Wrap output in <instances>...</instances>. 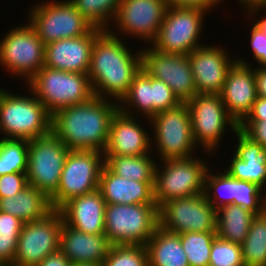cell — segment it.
<instances>
[{
  "mask_svg": "<svg viewBox=\"0 0 266 266\" xmlns=\"http://www.w3.org/2000/svg\"><path fill=\"white\" fill-rule=\"evenodd\" d=\"M119 110L112 99L94 96L87 102L63 108L52 115L51 131L70 150L104 152L110 123Z\"/></svg>",
  "mask_w": 266,
  "mask_h": 266,
  "instance_id": "obj_1",
  "label": "cell"
},
{
  "mask_svg": "<svg viewBox=\"0 0 266 266\" xmlns=\"http://www.w3.org/2000/svg\"><path fill=\"white\" fill-rule=\"evenodd\" d=\"M132 52L113 31L104 30L95 39L87 73L94 96L122 100L141 69V50Z\"/></svg>",
  "mask_w": 266,
  "mask_h": 266,
  "instance_id": "obj_2",
  "label": "cell"
},
{
  "mask_svg": "<svg viewBox=\"0 0 266 266\" xmlns=\"http://www.w3.org/2000/svg\"><path fill=\"white\" fill-rule=\"evenodd\" d=\"M35 95L52 116L57 111L94 97L88 74L42 67L28 82ZM30 88V89H29Z\"/></svg>",
  "mask_w": 266,
  "mask_h": 266,
  "instance_id": "obj_3",
  "label": "cell"
},
{
  "mask_svg": "<svg viewBox=\"0 0 266 266\" xmlns=\"http://www.w3.org/2000/svg\"><path fill=\"white\" fill-rule=\"evenodd\" d=\"M52 116L34 96H20L0 89V132L5 139L34 138L51 131Z\"/></svg>",
  "mask_w": 266,
  "mask_h": 266,
  "instance_id": "obj_4",
  "label": "cell"
},
{
  "mask_svg": "<svg viewBox=\"0 0 266 266\" xmlns=\"http://www.w3.org/2000/svg\"><path fill=\"white\" fill-rule=\"evenodd\" d=\"M104 217L111 245H146L159 226L156 204H106Z\"/></svg>",
  "mask_w": 266,
  "mask_h": 266,
  "instance_id": "obj_5",
  "label": "cell"
},
{
  "mask_svg": "<svg viewBox=\"0 0 266 266\" xmlns=\"http://www.w3.org/2000/svg\"><path fill=\"white\" fill-rule=\"evenodd\" d=\"M193 157L164 159L162 169L156 165L154 199L158 208L175 198L204 194L205 176L211 168L201 158Z\"/></svg>",
  "mask_w": 266,
  "mask_h": 266,
  "instance_id": "obj_6",
  "label": "cell"
},
{
  "mask_svg": "<svg viewBox=\"0 0 266 266\" xmlns=\"http://www.w3.org/2000/svg\"><path fill=\"white\" fill-rule=\"evenodd\" d=\"M104 165L103 152L70 150L61 173L59 186L49 198L52 209L59 210L72 198L98 189Z\"/></svg>",
  "mask_w": 266,
  "mask_h": 266,
  "instance_id": "obj_7",
  "label": "cell"
},
{
  "mask_svg": "<svg viewBox=\"0 0 266 266\" xmlns=\"http://www.w3.org/2000/svg\"><path fill=\"white\" fill-rule=\"evenodd\" d=\"M70 149L52 132L29 140L28 185L50 198L57 190Z\"/></svg>",
  "mask_w": 266,
  "mask_h": 266,
  "instance_id": "obj_8",
  "label": "cell"
},
{
  "mask_svg": "<svg viewBox=\"0 0 266 266\" xmlns=\"http://www.w3.org/2000/svg\"><path fill=\"white\" fill-rule=\"evenodd\" d=\"M28 16V22L45 45L84 36L94 28L69 0L37 3Z\"/></svg>",
  "mask_w": 266,
  "mask_h": 266,
  "instance_id": "obj_9",
  "label": "cell"
},
{
  "mask_svg": "<svg viewBox=\"0 0 266 266\" xmlns=\"http://www.w3.org/2000/svg\"><path fill=\"white\" fill-rule=\"evenodd\" d=\"M161 159L190 158L197 148L192 134L191 115L186 102L157 113L150 120ZM152 122V123H151Z\"/></svg>",
  "mask_w": 266,
  "mask_h": 266,
  "instance_id": "obj_10",
  "label": "cell"
},
{
  "mask_svg": "<svg viewBox=\"0 0 266 266\" xmlns=\"http://www.w3.org/2000/svg\"><path fill=\"white\" fill-rule=\"evenodd\" d=\"M206 10L202 8L168 7L153 48L164 53L189 55L199 44Z\"/></svg>",
  "mask_w": 266,
  "mask_h": 266,
  "instance_id": "obj_11",
  "label": "cell"
},
{
  "mask_svg": "<svg viewBox=\"0 0 266 266\" xmlns=\"http://www.w3.org/2000/svg\"><path fill=\"white\" fill-rule=\"evenodd\" d=\"M0 43V65L15 76L28 82L44 67L45 44L29 22L7 32Z\"/></svg>",
  "mask_w": 266,
  "mask_h": 266,
  "instance_id": "obj_12",
  "label": "cell"
},
{
  "mask_svg": "<svg viewBox=\"0 0 266 266\" xmlns=\"http://www.w3.org/2000/svg\"><path fill=\"white\" fill-rule=\"evenodd\" d=\"M196 145L212 153L219 146L226 126L236 131L238 123L228 114L220 94H196L186 102Z\"/></svg>",
  "mask_w": 266,
  "mask_h": 266,
  "instance_id": "obj_13",
  "label": "cell"
},
{
  "mask_svg": "<svg viewBox=\"0 0 266 266\" xmlns=\"http://www.w3.org/2000/svg\"><path fill=\"white\" fill-rule=\"evenodd\" d=\"M159 226L169 232H216V209L204 194L175 198L158 208Z\"/></svg>",
  "mask_w": 266,
  "mask_h": 266,
  "instance_id": "obj_14",
  "label": "cell"
},
{
  "mask_svg": "<svg viewBox=\"0 0 266 266\" xmlns=\"http://www.w3.org/2000/svg\"><path fill=\"white\" fill-rule=\"evenodd\" d=\"M63 217L53 209L43 219L23 224L11 266H37L48 255L59 251Z\"/></svg>",
  "mask_w": 266,
  "mask_h": 266,
  "instance_id": "obj_15",
  "label": "cell"
},
{
  "mask_svg": "<svg viewBox=\"0 0 266 266\" xmlns=\"http://www.w3.org/2000/svg\"><path fill=\"white\" fill-rule=\"evenodd\" d=\"M141 50V68L165 82L180 102H187L197 94L188 55L164 53L153 47Z\"/></svg>",
  "mask_w": 266,
  "mask_h": 266,
  "instance_id": "obj_16",
  "label": "cell"
},
{
  "mask_svg": "<svg viewBox=\"0 0 266 266\" xmlns=\"http://www.w3.org/2000/svg\"><path fill=\"white\" fill-rule=\"evenodd\" d=\"M168 6L165 0H121L114 17L117 31L129 37L153 42L164 20ZM116 21V22H115Z\"/></svg>",
  "mask_w": 266,
  "mask_h": 266,
  "instance_id": "obj_17",
  "label": "cell"
},
{
  "mask_svg": "<svg viewBox=\"0 0 266 266\" xmlns=\"http://www.w3.org/2000/svg\"><path fill=\"white\" fill-rule=\"evenodd\" d=\"M220 47L202 45L188 55L197 94L222 92L227 73L236 59L231 60L227 50Z\"/></svg>",
  "mask_w": 266,
  "mask_h": 266,
  "instance_id": "obj_18",
  "label": "cell"
},
{
  "mask_svg": "<svg viewBox=\"0 0 266 266\" xmlns=\"http://www.w3.org/2000/svg\"><path fill=\"white\" fill-rule=\"evenodd\" d=\"M245 59L238 58L229 69L220 93L228 114L238 125L251 112L257 99L254 69Z\"/></svg>",
  "mask_w": 266,
  "mask_h": 266,
  "instance_id": "obj_19",
  "label": "cell"
},
{
  "mask_svg": "<svg viewBox=\"0 0 266 266\" xmlns=\"http://www.w3.org/2000/svg\"><path fill=\"white\" fill-rule=\"evenodd\" d=\"M103 31L94 27L84 36L60 39L45 45L44 66L66 72L87 74L94 41Z\"/></svg>",
  "mask_w": 266,
  "mask_h": 266,
  "instance_id": "obj_20",
  "label": "cell"
},
{
  "mask_svg": "<svg viewBox=\"0 0 266 266\" xmlns=\"http://www.w3.org/2000/svg\"><path fill=\"white\" fill-rule=\"evenodd\" d=\"M138 122L140 121L135 116L126 115L118 110L112 117L108 143L103 154L121 156L151 154L150 135Z\"/></svg>",
  "mask_w": 266,
  "mask_h": 266,
  "instance_id": "obj_21",
  "label": "cell"
},
{
  "mask_svg": "<svg viewBox=\"0 0 266 266\" xmlns=\"http://www.w3.org/2000/svg\"><path fill=\"white\" fill-rule=\"evenodd\" d=\"M106 202L99 189L67 201L60 209L63 222L87 234L105 232Z\"/></svg>",
  "mask_w": 266,
  "mask_h": 266,
  "instance_id": "obj_22",
  "label": "cell"
},
{
  "mask_svg": "<svg viewBox=\"0 0 266 266\" xmlns=\"http://www.w3.org/2000/svg\"><path fill=\"white\" fill-rule=\"evenodd\" d=\"M59 250L72 264L102 265L111 247L106 235L87 234L62 223Z\"/></svg>",
  "mask_w": 266,
  "mask_h": 266,
  "instance_id": "obj_23",
  "label": "cell"
},
{
  "mask_svg": "<svg viewBox=\"0 0 266 266\" xmlns=\"http://www.w3.org/2000/svg\"><path fill=\"white\" fill-rule=\"evenodd\" d=\"M234 134L238 142L225 171L234 179L257 184L263 189L266 184V149L252 141L239 128Z\"/></svg>",
  "mask_w": 266,
  "mask_h": 266,
  "instance_id": "obj_24",
  "label": "cell"
},
{
  "mask_svg": "<svg viewBox=\"0 0 266 266\" xmlns=\"http://www.w3.org/2000/svg\"><path fill=\"white\" fill-rule=\"evenodd\" d=\"M154 183L122 178L104 165L98 189L106 204H156Z\"/></svg>",
  "mask_w": 266,
  "mask_h": 266,
  "instance_id": "obj_25",
  "label": "cell"
},
{
  "mask_svg": "<svg viewBox=\"0 0 266 266\" xmlns=\"http://www.w3.org/2000/svg\"><path fill=\"white\" fill-rule=\"evenodd\" d=\"M52 210L49 198L30 185L14 197L0 198V211L11 214L24 223L41 220Z\"/></svg>",
  "mask_w": 266,
  "mask_h": 266,
  "instance_id": "obj_26",
  "label": "cell"
},
{
  "mask_svg": "<svg viewBox=\"0 0 266 266\" xmlns=\"http://www.w3.org/2000/svg\"><path fill=\"white\" fill-rule=\"evenodd\" d=\"M145 246L149 266H189L179 234L158 226Z\"/></svg>",
  "mask_w": 266,
  "mask_h": 266,
  "instance_id": "obj_27",
  "label": "cell"
},
{
  "mask_svg": "<svg viewBox=\"0 0 266 266\" xmlns=\"http://www.w3.org/2000/svg\"><path fill=\"white\" fill-rule=\"evenodd\" d=\"M256 214L238 205H226L216 210V236L242 244Z\"/></svg>",
  "mask_w": 266,
  "mask_h": 266,
  "instance_id": "obj_28",
  "label": "cell"
},
{
  "mask_svg": "<svg viewBox=\"0 0 266 266\" xmlns=\"http://www.w3.org/2000/svg\"><path fill=\"white\" fill-rule=\"evenodd\" d=\"M105 165L117 176L139 182H155L156 161L140 156L104 155Z\"/></svg>",
  "mask_w": 266,
  "mask_h": 266,
  "instance_id": "obj_29",
  "label": "cell"
},
{
  "mask_svg": "<svg viewBox=\"0 0 266 266\" xmlns=\"http://www.w3.org/2000/svg\"><path fill=\"white\" fill-rule=\"evenodd\" d=\"M120 103H118L119 111L126 115L136 116L135 113L141 112V116L143 115L147 120H150L153 117L152 76L141 68L134 76L126 95ZM133 107L137 112L133 113L131 111Z\"/></svg>",
  "mask_w": 266,
  "mask_h": 266,
  "instance_id": "obj_30",
  "label": "cell"
},
{
  "mask_svg": "<svg viewBox=\"0 0 266 266\" xmlns=\"http://www.w3.org/2000/svg\"><path fill=\"white\" fill-rule=\"evenodd\" d=\"M241 248L245 266H266V210L253 218Z\"/></svg>",
  "mask_w": 266,
  "mask_h": 266,
  "instance_id": "obj_31",
  "label": "cell"
},
{
  "mask_svg": "<svg viewBox=\"0 0 266 266\" xmlns=\"http://www.w3.org/2000/svg\"><path fill=\"white\" fill-rule=\"evenodd\" d=\"M0 138V176L27 173L29 140Z\"/></svg>",
  "mask_w": 266,
  "mask_h": 266,
  "instance_id": "obj_32",
  "label": "cell"
},
{
  "mask_svg": "<svg viewBox=\"0 0 266 266\" xmlns=\"http://www.w3.org/2000/svg\"><path fill=\"white\" fill-rule=\"evenodd\" d=\"M93 27L111 30L109 20L114 17L121 0H69ZM110 18V19H109ZM109 23V24H108Z\"/></svg>",
  "mask_w": 266,
  "mask_h": 266,
  "instance_id": "obj_33",
  "label": "cell"
},
{
  "mask_svg": "<svg viewBox=\"0 0 266 266\" xmlns=\"http://www.w3.org/2000/svg\"><path fill=\"white\" fill-rule=\"evenodd\" d=\"M179 236L189 266H209L212 242L216 232H185Z\"/></svg>",
  "mask_w": 266,
  "mask_h": 266,
  "instance_id": "obj_34",
  "label": "cell"
},
{
  "mask_svg": "<svg viewBox=\"0 0 266 266\" xmlns=\"http://www.w3.org/2000/svg\"><path fill=\"white\" fill-rule=\"evenodd\" d=\"M23 224L19 218L0 211V262L5 266L13 264Z\"/></svg>",
  "mask_w": 266,
  "mask_h": 266,
  "instance_id": "obj_35",
  "label": "cell"
},
{
  "mask_svg": "<svg viewBox=\"0 0 266 266\" xmlns=\"http://www.w3.org/2000/svg\"><path fill=\"white\" fill-rule=\"evenodd\" d=\"M213 174L208 169L205 176L204 195L208 202L217 210L233 203V177L226 171L222 174L218 172L219 175Z\"/></svg>",
  "mask_w": 266,
  "mask_h": 266,
  "instance_id": "obj_36",
  "label": "cell"
},
{
  "mask_svg": "<svg viewBox=\"0 0 266 266\" xmlns=\"http://www.w3.org/2000/svg\"><path fill=\"white\" fill-rule=\"evenodd\" d=\"M257 184L233 178V205H238L256 215L266 210V198ZM261 195V196H260Z\"/></svg>",
  "mask_w": 266,
  "mask_h": 266,
  "instance_id": "obj_37",
  "label": "cell"
},
{
  "mask_svg": "<svg viewBox=\"0 0 266 266\" xmlns=\"http://www.w3.org/2000/svg\"><path fill=\"white\" fill-rule=\"evenodd\" d=\"M101 266H149L145 245H111Z\"/></svg>",
  "mask_w": 266,
  "mask_h": 266,
  "instance_id": "obj_38",
  "label": "cell"
},
{
  "mask_svg": "<svg viewBox=\"0 0 266 266\" xmlns=\"http://www.w3.org/2000/svg\"><path fill=\"white\" fill-rule=\"evenodd\" d=\"M209 266H245L241 245L216 236L212 242Z\"/></svg>",
  "mask_w": 266,
  "mask_h": 266,
  "instance_id": "obj_39",
  "label": "cell"
},
{
  "mask_svg": "<svg viewBox=\"0 0 266 266\" xmlns=\"http://www.w3.org/2000/svg\"><path fill=\"white\" fill-rule=\"evenodd\" d=\"M152 101L153 117L157 113L173 108L181 103L165 82L154 77H152Z\"/></svg>",
  "mask_w": 266,
  "mask_h": 266,
  "instance_id": "obj_40",
  "label": "cell"
},
{
  "mask_svg": "<svg viewBox=\"0 0 266 266\" xmlns=\"http://www.w3.org/2000/svg\"><path fill=\"white\" fill-rule=\"evenodd\" d=\"M28 186L27 173H11L0 176V198L12 196Z\"/></svg>",
  "mask_w": 266,
  "mask_h": 266,
  "instance_id": "obj_41",
  "label": "cell"
},
{
  "mask_svg": "<svg viewBox=\"0 0 266 266\" xmlns=\"http://www.w3.org/2000/svg\"><path fill=\"white\" fill-rule=\"evenodd\" d=\"M238 128L252 141L266 149V120H243Z\"/></svg>",
  "mask_w": 266,
  "mask_h": 266,
  "instance_id": "obj_42",
  "label": "cell"
},
{
  "mask_svg": "<svg viewBox=\"0 0 266 266\" xmlns=\"http://www.w3.org/2000/svg\"><path fill=\"white\" fill-rule=\"evenodd\" d=\"M250 44L253 57L260 66H266V34L255 24L251 28Z\"/></svg>",
  "mask_w": 266,
  "mask_h": 266,
  "instance_id": "obj_43",
  "label": "cell"
},
{
  "mask_svg": "<svg viewBox=\"0 0 266 266\" xmlns=\"http://www.w3.org/2000/svg\"><path fill=\"white\" fill-rule=\"evenodd\" d=\"M168 7H189V8H202L207 12L216 4H220L221 0H165ZM220 2V3H219Z\"/></svg>",
  "mask_w": 266,
  "mask_h": 266,
  "instance_id": "obj_44",
  "label": "cell"
},
{
  "mask_svg": "<svg viewBox=\"0 0 266 266\" xmlns=\"http://www.w3.org/2000/svg\"><path fill=\"white\" fill-rule=\"evenodd\" d=\"M244 120H266V98L257 97L251 112Z\"/></svg>",
  "mask_w": 266,
  "mask_h": 266,
  "instance_id": "obj_45",
  "label": "cell"
},
{
  "mask_svg": "<svg viewBox=\"0 0 266 266\" xmlns=\"http://www.w3.org/2000/svg\"><path fill=\"white\" fill-rule=\"evenodd\" d=\"M254 79L257 96L266 98V66L254 69Z\"/></svg>",
  "mask_w": 266,
  "mask_h": 266,
  "instance_id": "obj_46",
  "label": "cell"
},
{
  "mask_svg": "<svg viewBox=\"0 0 266 266\" xmlns=\"http://www.w3.org/2000/svg\"><path fill=\"white\" fill-rule=\"evenodd\" d=\"M69 259L59 250L48 255L37 266H71Z\"/></svg>",
  "mask_w": 266,
  "mask_h": 266,
  "instance_id": "obj_47",
  "label": "cell"
},
{
  "mask_svg": "<svg viewBox=\"0 0 266 266\" xmlns=\"http://www.w3.org/2000/svg\"><path fill=\"white\" fill-rule=\"evenodd\" d=\"M266 9V3L265 4H252L249 5L245 10H247L248 17L255 16L259 14L258 10H265ZM250 14V15H249ZM256 23H254L256 26H258L265 34H266V16L262 17L261 20H255Z\"/></svg>",
  "mask_w": 266,
  "mask_h": 266,
  "instance_id": "obj_48",
  "label": "cell"
},
{
  "mask_svg": "<svg viewBox=\"0 0 266 266\" xmlns=\"http://www.w3.org/2000/svg\"><path fill=\"white\" fill-rule=\"evenodd\" d=\"M223 1V0H221ZM238 3L240 2L242 6H245L244 8H247L249 5L252 4H265L266 0H237Z\"/></svg>",
  "mask_w": 266,
  "mask_h": 266,
  "instance_id": "obj_49",
  "label": "cell"
},
{
  "mask_svg": "<svg viewBox=\"0 0 266 266\" xmlns=\"http://www.w3.org/2000/svg\"><path fill=\"white\" fill-rule=\"evenodd\" d=\"M71 266H101V265L89 264V263H75L71 264Z\"/></svg>",
  "mask_w": 266,
  "mask_h": 266,
  "instance_id": "obj_50",
  "label": "cell"
}]
</instances>
